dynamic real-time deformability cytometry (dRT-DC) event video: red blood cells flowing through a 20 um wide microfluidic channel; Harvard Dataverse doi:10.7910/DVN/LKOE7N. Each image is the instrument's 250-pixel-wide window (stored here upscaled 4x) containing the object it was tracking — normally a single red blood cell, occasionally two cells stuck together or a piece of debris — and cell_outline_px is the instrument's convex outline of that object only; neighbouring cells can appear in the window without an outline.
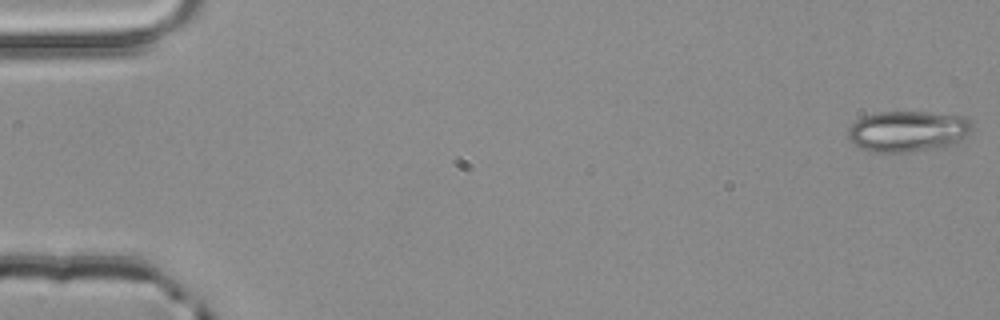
{"species": "common noctule bat (a hibernating species)", "species_latin": "Nyctalus noctula", "temperature_condition": "room temperature", "stored_images_in_passage": 4, "camera_frame_rate_fps": 3000, "um_per_image_px": 0.085, "animal": {"sex": "male", "body_mass_g": 20.4}, "frame": {"image": 1, "passage_image": 1, "time_ms": 0.0, "image_size_px": [1000, 320], "cell_outline_px": [[972, 132], [968, 136], [956, 144], [944, 148], [908, 152], [868, 152], [860, 148], [848, 136], [848, 128], [856, 120], [864, 116], [880, 112], [924, 112], [968, 116], [972, 120]], "centroid_in_image_um": [77.25, 11.17], "position_along_channel_um": 7.7, "area_um2": 30.17}}